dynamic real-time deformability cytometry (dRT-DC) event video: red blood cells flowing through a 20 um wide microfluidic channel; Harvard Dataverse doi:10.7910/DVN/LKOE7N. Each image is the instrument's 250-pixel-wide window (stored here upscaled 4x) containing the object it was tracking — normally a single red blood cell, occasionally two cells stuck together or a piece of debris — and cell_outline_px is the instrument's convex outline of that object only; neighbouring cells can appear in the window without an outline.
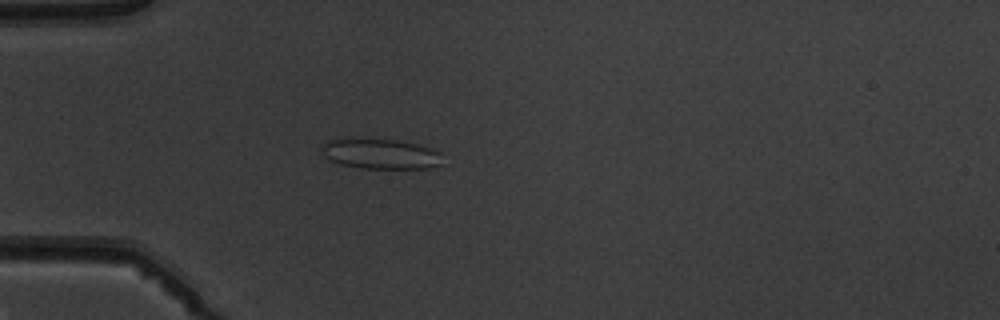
{"species": "common noctule bat (a hibernating species)", "species_latin": "Nyctalus noctula", "temperature_condition": "warm", "stored_images_in_passage": 5, "camera_frame_rate_fps": 3000, "um_per_image_px": 0.085, "animal": {"sex": "male", "body_mass_g": 19.5, "forearm_length_mm": 54.6}, "frame": {"image": 1, "passage_image": 5, "time_ms": 4.667, "image_size_px": [1000, 320], "cell_outline_px": [[440, 164], [428, 168], [360, 168], [340, 164], [328, 160], [324, 156], [320, 148], [328, 140], [396, 140], [432, 148], [440, 152]], "centroid_in_image_um": [32.32, 13.1], "position_along_channel_um": 52.7, "area_um2": 20.69}}